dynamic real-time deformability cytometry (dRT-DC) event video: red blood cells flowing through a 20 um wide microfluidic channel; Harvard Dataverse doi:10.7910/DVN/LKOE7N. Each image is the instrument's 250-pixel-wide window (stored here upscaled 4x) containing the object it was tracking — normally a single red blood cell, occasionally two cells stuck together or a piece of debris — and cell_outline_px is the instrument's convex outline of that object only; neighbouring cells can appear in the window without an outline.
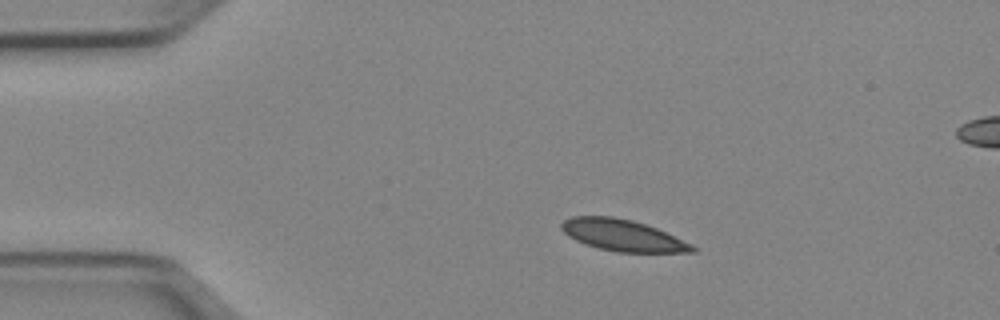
{"species": "Egyptian fruit bat (a non-hibernating species)", "species_latin": "Rousettus aegyptiacus", "temperature_condition": "cold", "stored_images_in_passage": 43, "camera_frame_rate_fps": 3000, "um_per_image_px": 0.085, "animal": {"sex": "female"}, "frame": {"image": 1, "passage_image": 1, "time_ms": 0.0, "image_size_px": [1000, 320], "cell_outline_px": [[696, 252], [616, 252], [584, 244], [568, 236], [560, 228], [560, 224], [564, 220], [572, 216], [612, 216], [632, 220], [656, 228], [692, 244], [696, 248]], "centroid_in_image_um": [52.9, 20.0], "position_along_channel_um": 32.1, "area_um2": 23.87}}
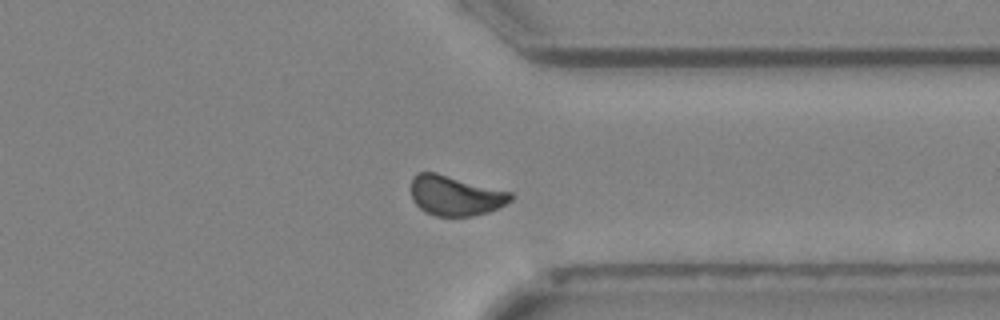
{"frame": {"image": 2, "passage_image": 31, "time_ms": 10.0, "image_size_px": [1000, 320], "cell_outline_px": [[512, 200], [488, 212], [472, 216], [436, 216], [424, 212], [412, 200], [412, 176], [416, 172], [436, 172], [512, 192]], "centroid_in_image_um": [38.68, 16.62], "position_along_channel_um": 372.7, "area_um2": 23.24}}
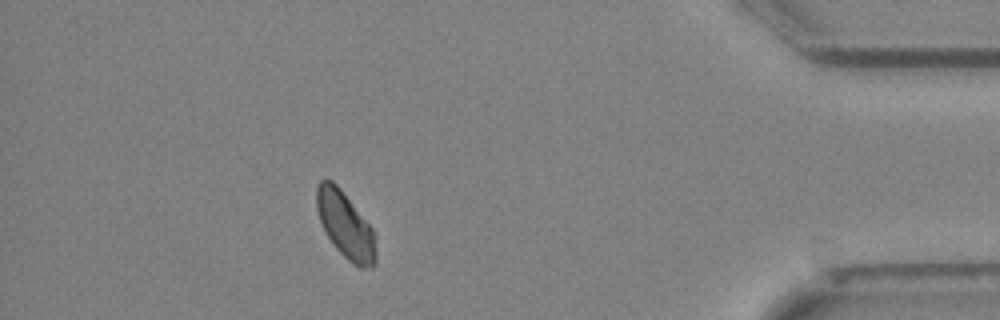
{"frame": {"image": 3, "passage_image": 37, "time_ms": 12.0, "image_size_px": [1000, 320], "cell_outline_px": [[376, 264], [372, 268], [360, 268], [352, 264], [332, 244], [320, 220], [316, 208], [316, 188], [320, 180], [332, 180], [340, 188], [372, 228], [376, 256]], "centroid_in_image_um": [29.35, 19.15], "position_along_channel_um": 405.8, "area_um2": 22.66}, "authors_computed_cell_mechanics": {"area_um2": 23.8714, "velocity_mm_per_s": 3.9229, "shape_relaxation_time_tau1_ms": 3.2521, "shape_relaxation_time_tau2_ms": 6.729, "deformation_change_tau1": 0.0686, "deformation_change_tau2": 0.0881}}